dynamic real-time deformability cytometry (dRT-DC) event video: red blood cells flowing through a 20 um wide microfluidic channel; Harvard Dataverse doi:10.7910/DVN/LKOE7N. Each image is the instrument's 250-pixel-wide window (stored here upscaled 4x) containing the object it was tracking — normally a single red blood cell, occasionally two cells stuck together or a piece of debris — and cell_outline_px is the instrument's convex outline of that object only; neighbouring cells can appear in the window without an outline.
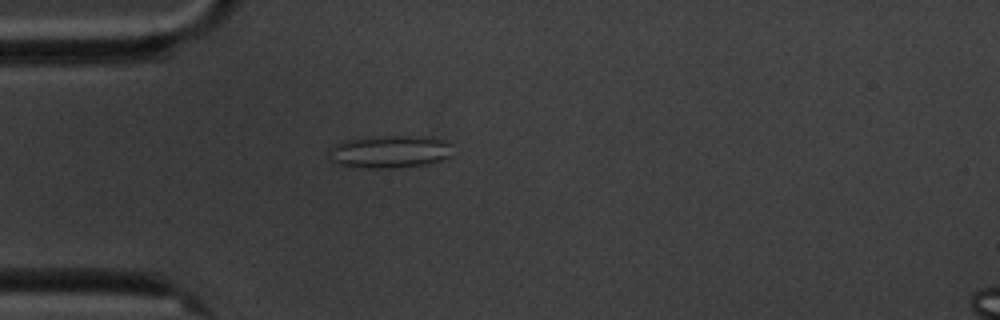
{"species": "common noctule bat (a hibernating species)", "species_latin": "Nyctalus noctula", "temperature_condition": "cold", "stored_images_in_passage": 5, "camera_frame_rate_fps": 3000, "um_per_image_px": 0.085, "animal": {"sex": "male", "body_mass_g": 20.1, "forearm_length_mm": 53.5}, "frame": {"image": 1, "passage_image": 4, "time_ms": 4.333, "image_size_px": [1000, 320], "cell_outline_px": [[452, 156], [444, 160], [428, 164], [392, 168], [360, 168], [340, 164], [328, 160], [328, 148], [332, 144], [344, 140], [384, 136], [412, 136], [444, 140], [452, 144]], "centroid_in_image_um": [33.1, 12.9], "position_along_channel_um": 51.9, "area_um2": 23.87}}